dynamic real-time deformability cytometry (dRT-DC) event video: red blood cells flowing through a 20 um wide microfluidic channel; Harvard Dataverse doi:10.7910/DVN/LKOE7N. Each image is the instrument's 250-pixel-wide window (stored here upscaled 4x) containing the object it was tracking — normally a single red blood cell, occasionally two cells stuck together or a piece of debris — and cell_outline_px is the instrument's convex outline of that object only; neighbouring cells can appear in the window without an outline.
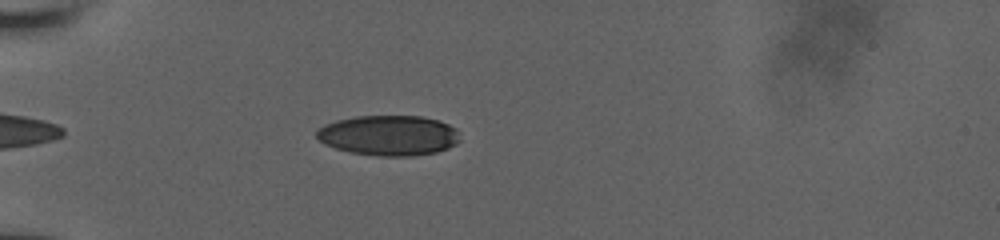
{"species": "human", "species_latin": "Homo sapiens", "temperature_condition": "room temperature", "stored_images_in_passage": 36, "camera_frame_rate_fps": 3000, "um_per_image_px": 0.085, "donor": {"sex": "male"}, "frame": {"image": 1, "passage_image": 2, "time_ms": 0.333, "image_size_px": [1000, 240], "cell_outline_px": [[460, 140], [456, 144], [448, 148], [436, 152], [412, 156], [380, 156], [352, 152], [336, 148], [324, 144], [316, 136], [316, 132], [324, 124], [336, 120], [356, 116], [420, 116], [436, 120], [448, 124], [456, 128]], "centroid_in_image_um": [33.05, 11.51], "position_along_channel_um": 52.0, "area_um2": 33.52}}
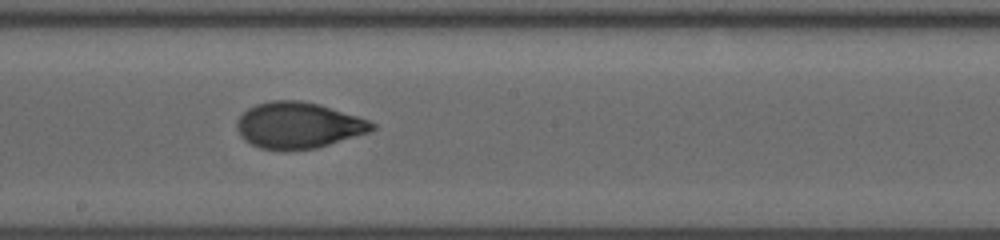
{"frame": {"image": 2, "passage_image": 17, "time_ms": 5.333, "image_size_px": [1000, 240], "cell_outline_px": [[376, 128], [368, 132], [316, 148], [260, 148], [244, 140], [240, 136], [236, 128], [236, 120], [248, 108], [256, 104], [272, 100], [300, 100], [320, 104], [368, 120], [376, 124]], "centroid_in_image_um": [25.33, 10.62], "position_along_channel_um": 222.9, "area_um2": 35.78}}
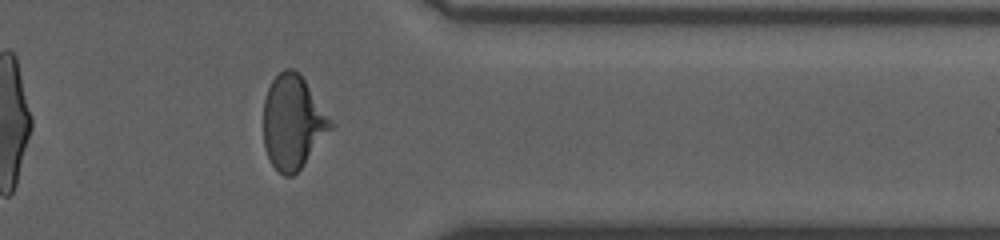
{"frame": {"image": 3, "passage_image": 30, "time_ms": 9.667, "image_size_px": [1000, 240], "cell_outline_px": [[336, 124], [300, 168], [292, 176], [284, 176], [272, 164], [264, 148], [264, 100], [268, 88], [272, 80], [284, 68], [292, 68], [300, 72]], "centroid_in_image_um": [24.92, 10.34], "position_along_channel_um": 386.5, "area_um2": 36.82}, "authors_computed_cell_mechanics": {"area_um2": 35.9227, "velocity_mm_per_s": 3.9326, "shape_relaxation_time_tau1_ms": 5.2011, "shape_relaxation_time_tau2_ms": 0.7361, "deformation_change_tau1": 0.2199, "deformation_change_tau2": 0.0567}}